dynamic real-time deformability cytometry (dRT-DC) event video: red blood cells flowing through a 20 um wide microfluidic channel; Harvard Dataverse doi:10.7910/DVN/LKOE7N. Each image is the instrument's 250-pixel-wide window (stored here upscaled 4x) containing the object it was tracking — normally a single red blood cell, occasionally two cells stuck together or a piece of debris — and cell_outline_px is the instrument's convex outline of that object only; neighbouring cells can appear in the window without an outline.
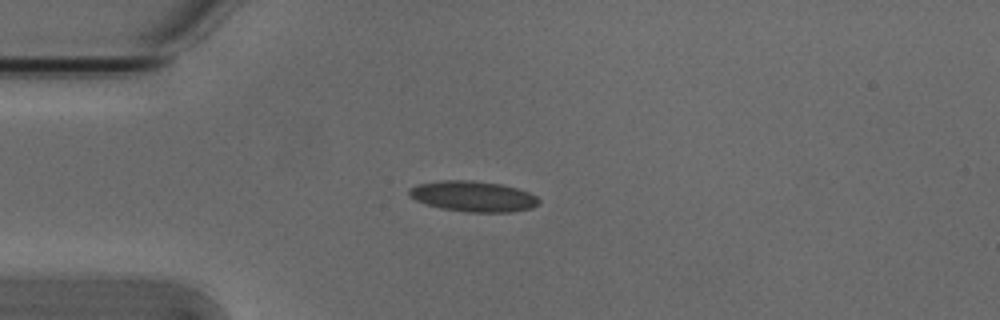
{"species": "Egyptian fruit bat (a non-hibernating species)", "species_latin": "Rousettus aegyptiacus", "temperature_condition": "cold", "stored_images_in_passage": 1, "camera_frame_rate_fps": 3000, "um_per_image_px": 0.085, "animal": {"sex": "male"}, "frame": {"image": 1, "passage_image": 1, "time_ms": 0.0, "image_size_px": [1000, 320], "cell_outline_px": [[540, 204], [532, 208], [512, 212], [468, 212], [440, 208], [416, 200], [408, 196], [408, 188], [420, 184], [440, 180], [472, 180], [500, 184], [516, 188], [528, 192], [536, 196], [540, 200]], "centroid_in_image_um": [40.23, 16.69], "position_along_channel_um": 44.8, "area_um2": 23.18}}